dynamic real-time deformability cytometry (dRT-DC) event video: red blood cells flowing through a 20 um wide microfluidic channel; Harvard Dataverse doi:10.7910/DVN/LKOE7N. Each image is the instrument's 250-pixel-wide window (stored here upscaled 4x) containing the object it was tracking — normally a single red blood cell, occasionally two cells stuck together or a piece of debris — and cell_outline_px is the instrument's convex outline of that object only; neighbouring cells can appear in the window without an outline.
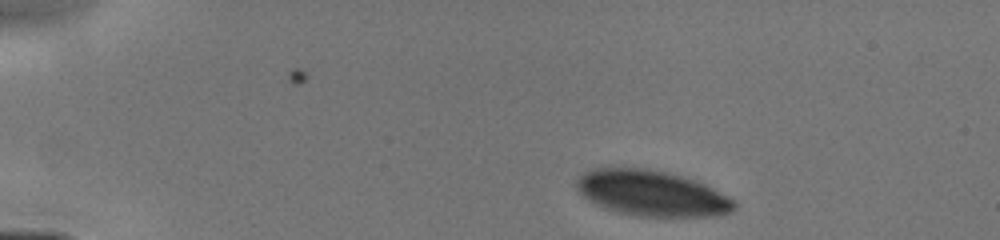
{"species": "human", "species_latin": "Homo sapiens", "temperature_condition": "cold", "stored_images_in_passage": 11, "camera_frame_rate_fps": 3000, "um_per_image_px": 0.085, "donor": {"sex": "male"}, "frame": {"image": 1, "passage_image": 1, "time_ms": 0.0, "image_size_px": [1000, 240], "cell_outline_px": [[736, 208], [732, 212], [716, 216], [636, 216], [620, 212], [608, 208], [588, 200], [576, 188], [576, 176], [584, 172], [596, 168], [644, 168], [664, 172], [696, 180], [736, 200]], "centroid_in_image_um": [55.42, 16.43], "position_along_channel_um": 29.6, "area_um2": 41.67}}
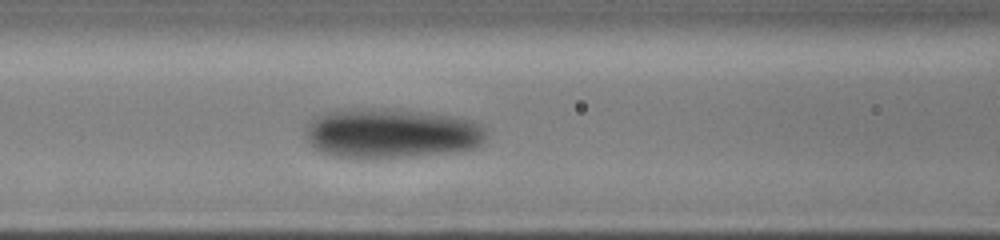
{"frame": {"image": 2, "passage_image": 11, "time_ms": 4.333, "image_size_px": [1000, 240], "cell_outline_px": [[484, 140], [480, 144], [472, 148], [448, 152], [408, 156], [332, 156], [320, 152], [308, 144], [308, 120], [324, 112], [336, 108], [396, 108], [428, 112], [452, 116], [472, 120], [480, 124], [484, 128]], "centroid_in_image_um": [33.21, 11.27], "position_along_channel_um": 133.4, "area_um2": 52.19}}